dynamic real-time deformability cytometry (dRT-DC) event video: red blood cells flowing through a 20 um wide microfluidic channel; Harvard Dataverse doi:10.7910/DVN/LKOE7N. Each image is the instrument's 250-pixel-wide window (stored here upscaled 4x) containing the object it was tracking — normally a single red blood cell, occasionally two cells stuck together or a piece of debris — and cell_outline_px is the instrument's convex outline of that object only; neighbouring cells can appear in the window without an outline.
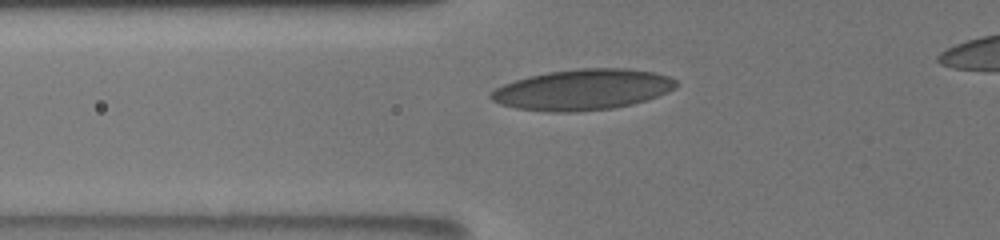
{"species": "human", "species_latin": "Homo sapiens", "temperature_condition": "room temperature", "stored_images_in_passage": 13, "camera_frame_rate_fps": 3000, "um_per_image_px": 0.085, "donor": {"sex": "male"}, "frame": {"image": 1, "passage_image": 10, "time_ms": 4.667, "image_size_px": [1000, 240], "cell_outline_px": [[676, 88], [656, 96], [632, 104], [612, 108], [576, 112], [548, 112], [516, 108], [500, 104], [492, 100], [488, 96], [488, 92], [504, 84], [528, 76], [548, 72], [580, 68], [628, 68], [652, 72], [668, 76], [676, 80]], "centroid_in_image_um": [49.48, 7.62], "position_along_channel_um": 76.3, "area_um2": 43.93}}